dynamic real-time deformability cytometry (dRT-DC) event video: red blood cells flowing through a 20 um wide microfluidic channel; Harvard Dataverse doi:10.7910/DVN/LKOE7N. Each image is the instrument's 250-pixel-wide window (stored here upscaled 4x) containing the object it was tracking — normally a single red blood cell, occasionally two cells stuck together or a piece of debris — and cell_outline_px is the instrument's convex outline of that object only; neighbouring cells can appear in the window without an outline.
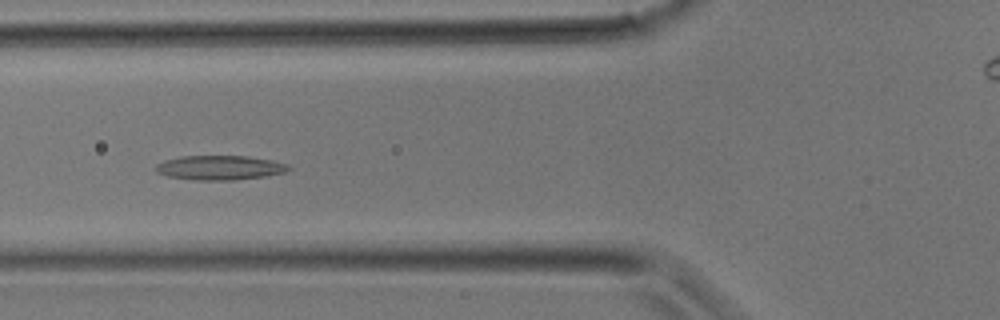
{"species": "common noctule bat (a hibernating species)", "species_latin": "Nyctalus noctula", "temperature_condition": "room temperature", "stored_images_in_passage": 29, "camera_frame_rate_fps": 3000, "um_per_image_px": 0.085, "animal": {"sex": "male", "body_mass_g": 17.9}, "frame": {"image": 1, "passage_image": 7, "time_ms": 2.0, "image_size_px": [1000, 320], "cell_outline_px": [[292, 168], [284, 172], [264, 176], [232, 180], [196, 180], [168, 176], [156, 172], [156, 164], [164, 160], [180, 156], [248, 156], [272, 160], [288, 164]], "centroid_in_image_um": [18.67, 14.24], "position_along_channel_um": 107.1, "area_um2": 18.84}}
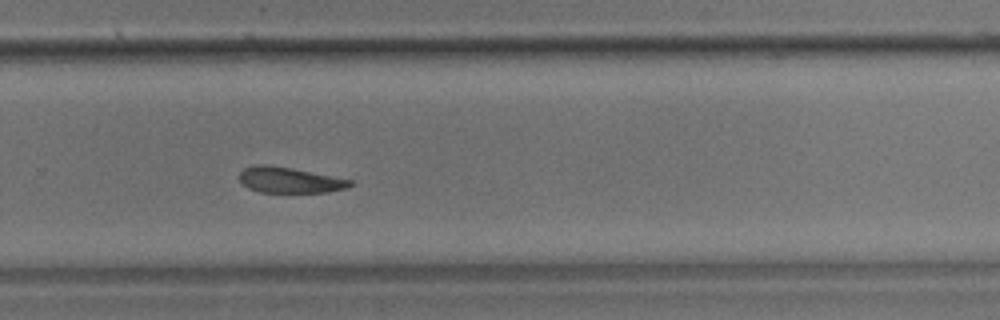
{"frame": {"image": 2, "passage_image": 17, "time_ms": 5.333, "image_size_px": [1000, 320], "cell_outline_px": [[352, 184], [344, 188], [328, 192], [260, 192], [248, 188], [240, 180], [240, 172], [244, 168], [252, 164], [268, 164], [292, 168], [352, 180]], "centroid_in_image_um": [24.56, 15.29], "position_along_channel_um": 305.2, "area_um2": 16.47}}
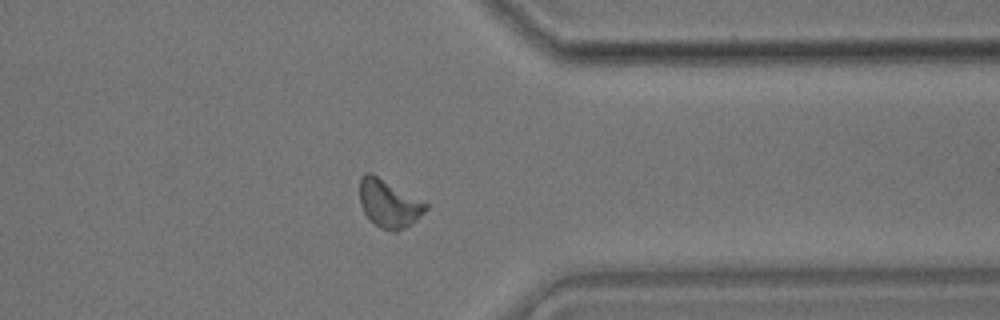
{"frame": {"image": 3, "passage_image": 21, "time_ms": 6.667, "image_size_px": [1000, 320], "cell_outline_px": [[428, 208], [412, 224], [396, 232], [392, 232], [380, 228], [364, 212], [360, 204], [360, 176], [364, 172], [372, 172], [428, 204]], "centroid_in_image_um": [33.04, 17.29], "position_along_channel_um": 378.4, "area_um2": 18.38}}